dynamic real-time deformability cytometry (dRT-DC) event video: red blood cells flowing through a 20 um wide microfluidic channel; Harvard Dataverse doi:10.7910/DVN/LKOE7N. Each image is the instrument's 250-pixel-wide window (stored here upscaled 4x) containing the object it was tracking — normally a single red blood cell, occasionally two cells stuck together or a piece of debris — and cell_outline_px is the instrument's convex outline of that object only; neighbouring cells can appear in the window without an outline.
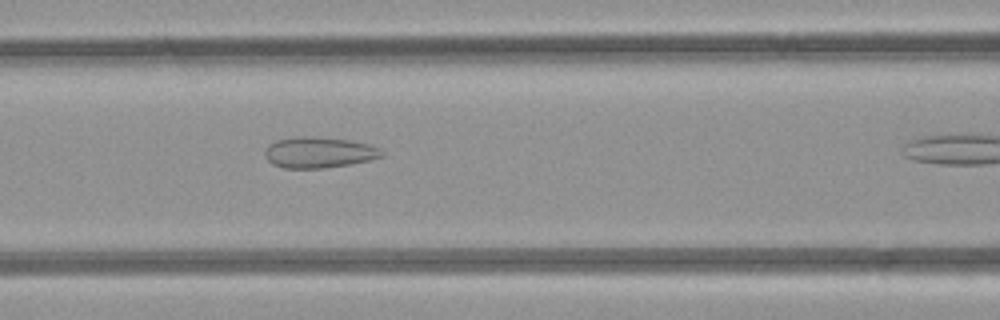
{"species": "common noctule bat (a hibernating species)", "species_latin": "Nyctalus noctula", "temperature_condition": "room temperature", "stored_images_in_passage": 8, "camera_frame_rate_fps": 3000, "um_per_image_px": 0.085, "animal": {"sex": "female", "body_mass_g": 21.9}, "frame": {"image": 1, "passage_image": 4, "time_ms": 4.333, "image_size_px": [1000, 320], "cell_outline_px": [[384, 156], [368, 160], [348, 164], [324, 168], [284, 168], [272, 164], [264, 156], [264, 152], [268, 144], [276, 140], [292, 136], [312, 136], [348, 140], [368, 144], [380, 148], [384, 152]], "centroid_in_image_um": [27.07, 12.95], "position_along_channel_um": 139.5, "area_um2": 21.15}}
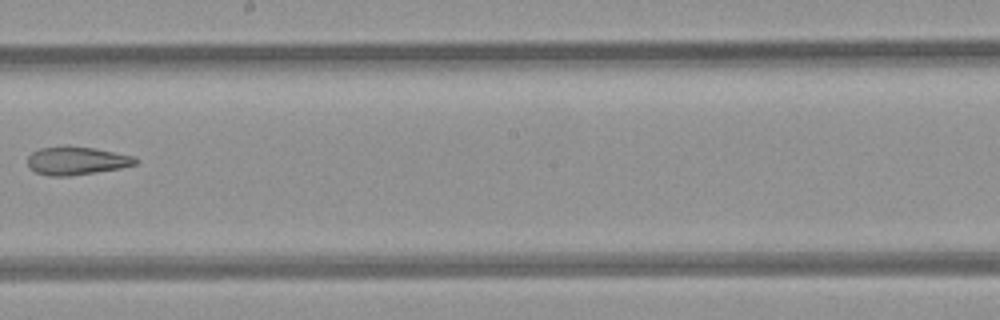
{"frame": {"image": 2, "passage_image": 7, "time_ms": 8.0, "image_size_px": [1000, 320], "cell_outline_px": [[140, 160], [136, 164], [120, 168], [68, 176], [52, 176], [36, 172], [28, 168], [28, 156], [32, 152], [40, 148], [64, 144], [96, 148], [136, 156]], "centroid_in_image_um": [6.52, 13.63], "position_along_channel_um": 241.7, "area_um2": 18.09}}
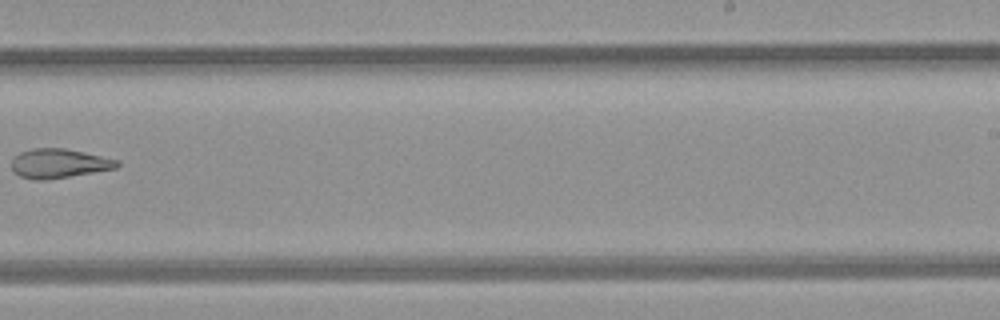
{"frame": {"image": 3, "passage_image": 8, "time_ms": 9.0, "image_size_px": [1000, 320], "cell_outline_px": [[120, 164], [116, 168], [44, 180], [36, 180], [20, 176], [12, 168], [12, 160], [20, 152], [32, 148], [64, 148], [84, 152], [120, 160]], "centroid_in_image_um": [5.02, 13.88], "position_along_channel_um": 284.0, "area_um2": 17.74}}